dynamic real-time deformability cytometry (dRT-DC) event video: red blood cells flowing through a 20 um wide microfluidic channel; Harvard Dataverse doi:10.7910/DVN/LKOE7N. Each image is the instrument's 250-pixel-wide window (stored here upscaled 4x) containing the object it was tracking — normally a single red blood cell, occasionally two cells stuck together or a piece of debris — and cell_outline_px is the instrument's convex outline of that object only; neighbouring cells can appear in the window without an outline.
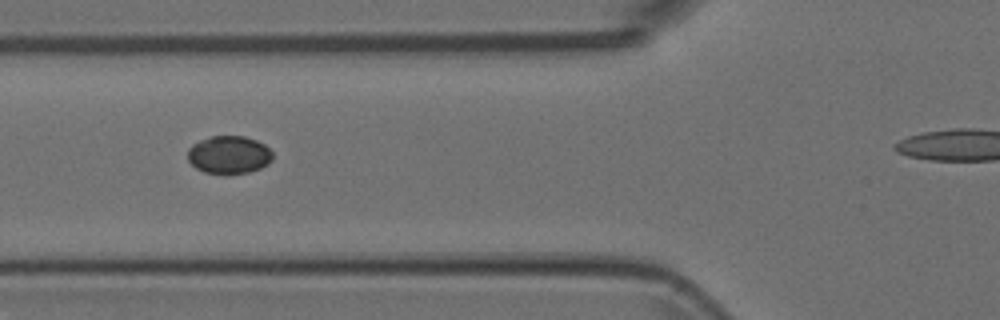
{"species": "Egyptian fruit bat (a non-hibernating species)", "species_latin": "Rousettus aegyptiacus", "temperature_condition": "room temperature", "stored_images_in_passage": 4, "camera_frame_rate_fps": 3000, "um_per_image_px": 0.085, "animal": {"sex": "female"}, "frame": {"image": 1, "passage_image": 3, "time_ms": 0.667, "image_size_px": [1000, 320], "cell_outline_px": [[272, 160], [268, 164], [260, 168], [248, 172], [204, 172], [196, 168], [188, 160], [188, 148], [192, 144], [200, 140], [212, 136], [244, 136], [256, 140], [264, 144], [272, 152]], "centroid_in_image_um": [19.46, 13.13], "position_along_channel_um": 106.3, "area_um2": 18.44}}